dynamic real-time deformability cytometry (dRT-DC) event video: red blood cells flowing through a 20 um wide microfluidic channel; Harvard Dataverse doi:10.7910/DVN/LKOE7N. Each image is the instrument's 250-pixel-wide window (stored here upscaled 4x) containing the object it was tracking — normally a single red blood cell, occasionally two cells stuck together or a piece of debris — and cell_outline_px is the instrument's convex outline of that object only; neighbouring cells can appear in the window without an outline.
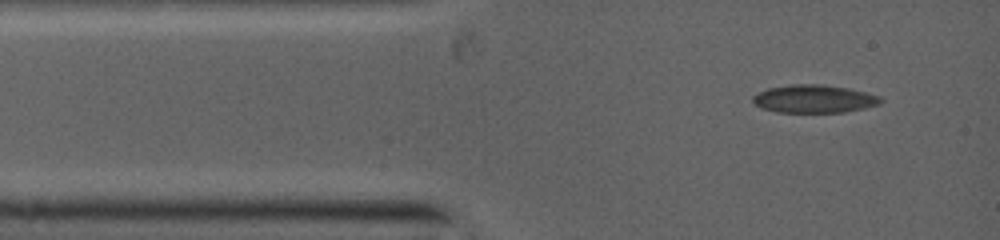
{"species": "common noctule bat (a hibernating species)", "species_latin": "Nyctalus noctula", "temperature_condition": "warm", "stored_images_in_passage": 16, "camera_frame_rate_fps": 5000, "um_per_image_px": 0.085, "animal": {"sex": "female", "body_mass_g": 19.0, "forearm_length_mm": 53.3}, "frame": {"image": 1, "passage_image": 1, "time_ms": 0.0, "image_size_px": [1000, 240], "cell_outline_px": [[884, 100], [880, 104], [864, 108], [844, 112], [776, 112], [760, 108], [752, 100], [752, 96], [768, 88], [788, 84], [824, 84], [848, 88], [880, 96]], "centroid_in_image_um": [69.19, 8.4], "position_along_channel_um": 15.8, "area_um2": 20.92}}
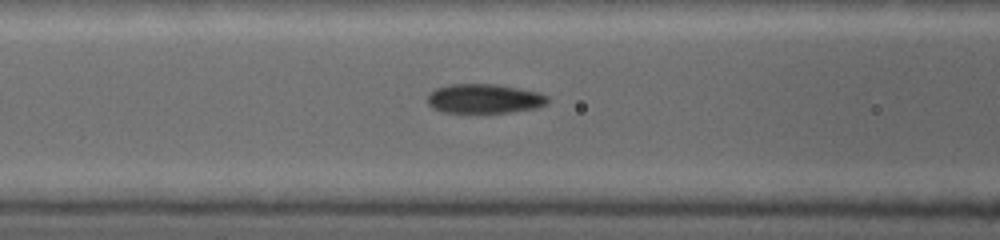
{"frame": {"image": 2, "passage_image": 10, "time_ms": 3.2, "image_size_px": [1000, 240], "cell_outline_px": [[548, 100], [544, 104], [532, 108], [508, 112], [444, 112], [428, 104], [428, 96], [436, 88], [452, 84], [488, 84], [516, 88], [536, 92], [544, 96]], "centroid_in_image_um": [41.1, 8.38], "position_along_channel_um": 125.5, "area_um2": 19.71}}
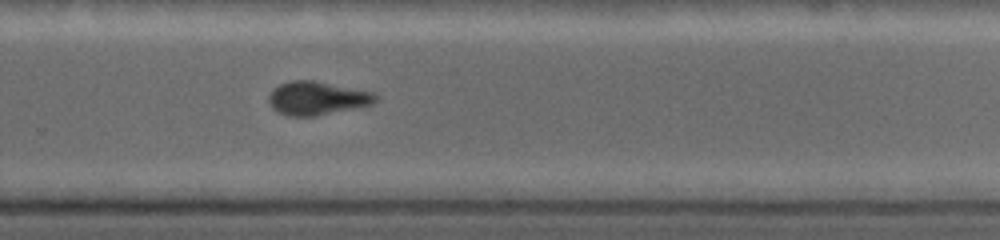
{"frame": {"image": 3, "passage_image": 16, "time_ms": 7.2, "image_size_px": [1000, 240], "cell_outline_px": [[376, 100], [368, 104], [312, 116], [296, 116], [280, 112], [268, 100], [268, 96], [280, 84], [292, 80], [312, 80], [372, 92], [376, 96]], "centroid_in_image_um": [26.91, 8.32], "position_along_channel_um": 302.9, "area_um2": 19.71}}